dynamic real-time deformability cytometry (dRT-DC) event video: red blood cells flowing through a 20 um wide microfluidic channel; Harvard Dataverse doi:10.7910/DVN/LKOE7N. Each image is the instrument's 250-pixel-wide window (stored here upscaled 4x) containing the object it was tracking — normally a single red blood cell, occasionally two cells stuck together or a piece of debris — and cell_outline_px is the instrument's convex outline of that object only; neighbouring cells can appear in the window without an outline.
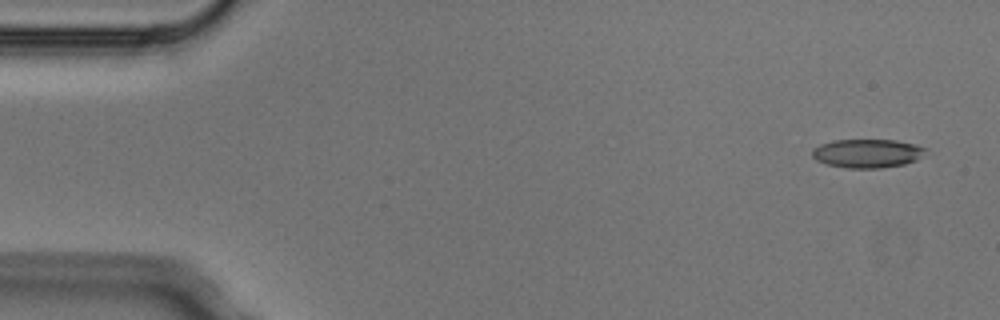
{"species": "Egyptian fruit bat (a non-hibernating species)", "species_latin": "Rousettus aegyptiacus", "temperature_condition": "cold", "stored_images_in_passage": 5, "camera_frame_rate_fps": 3000, "um_per_image_px": 0.085, "animal": {"sex": "male"}, "frame": {"image": 1, "passage_image": 1, "time_ms": 0.0, "image_size_px": [1000, 320], "cell_outline_px": [[928, 148], [916, 160], [904, 164], [880, 168], [848, 168], [828, 164], [816, 160], [812, 156], [812, 148], [820, 144], [832, 140], [896, 140], [916, 144]], "centroid_in_image_um": [73.71, 13.02], "position_along_channel_um": 11.3, "area_um2": 18.96}}
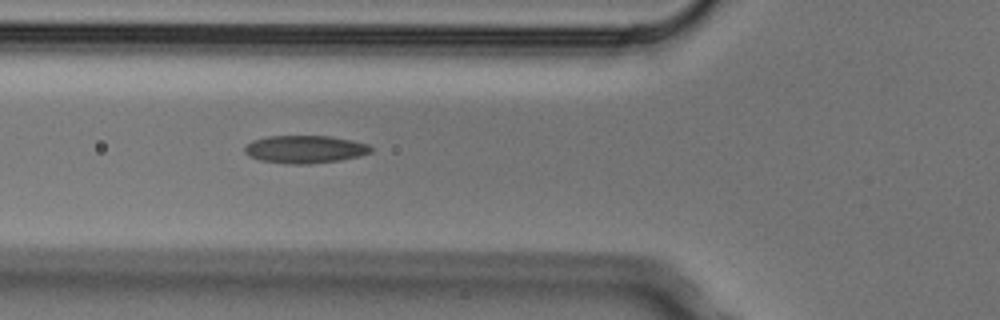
{"frame": {"image": 2, "passage_image": 5, "time_ms": 1.333, "image_size_px": [1000, 320], "cell_outline_px": [[372, 152], [360, 156], [340, 160], [308, 164], [292, 164], [260, 160], [248, 156], [244, 152], [244, 148], [252, 140], [268, 136], [332, 136], [352, 140], [368, 144], [372, 148]], "centroid_in_image_um": [25.93, 12.68], "position_along_channel_um": 99.9, "area_um2": 20.46}}